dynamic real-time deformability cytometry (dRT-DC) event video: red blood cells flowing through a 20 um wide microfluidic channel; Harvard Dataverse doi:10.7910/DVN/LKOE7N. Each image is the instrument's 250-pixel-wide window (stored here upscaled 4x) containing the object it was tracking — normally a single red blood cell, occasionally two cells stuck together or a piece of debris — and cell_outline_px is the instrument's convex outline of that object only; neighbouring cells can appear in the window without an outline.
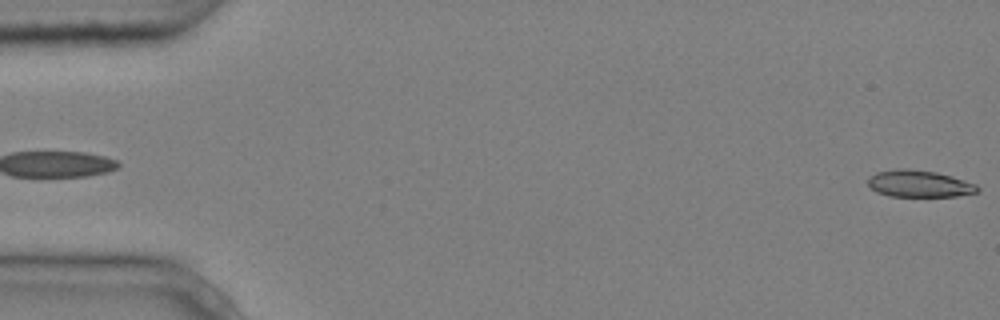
{"species": "common noctule bat (a hibernating species)", "species_latin": "Nyctalus noctula", "temperature_condition": "cold", "stored_images_in_passage": 4, "segment_of_instrument_passage": [2, 2], "camera_frame_rate_fps": 3000, "um_per_image_px": 0.085, "animal": {"sex": "male", "body_mass_g": 20.4}, "frame": {"image": 1, "passage_image": 4, "time_ms": 1.0, "image_size_px": [1000, 320], "cell_outline_px": [[980, 188], [976, 192], [956, 196], [888, 196], [876, 192], [868, 184], [868, 180], [876, 172], [896, 168], [908, 168], [936, 172], [952, 176], [976, 184]], "centroid_in_image_um": [78.12, 15.61], "position_along_channel_um": 6.9, "area_um2": 17.11}}